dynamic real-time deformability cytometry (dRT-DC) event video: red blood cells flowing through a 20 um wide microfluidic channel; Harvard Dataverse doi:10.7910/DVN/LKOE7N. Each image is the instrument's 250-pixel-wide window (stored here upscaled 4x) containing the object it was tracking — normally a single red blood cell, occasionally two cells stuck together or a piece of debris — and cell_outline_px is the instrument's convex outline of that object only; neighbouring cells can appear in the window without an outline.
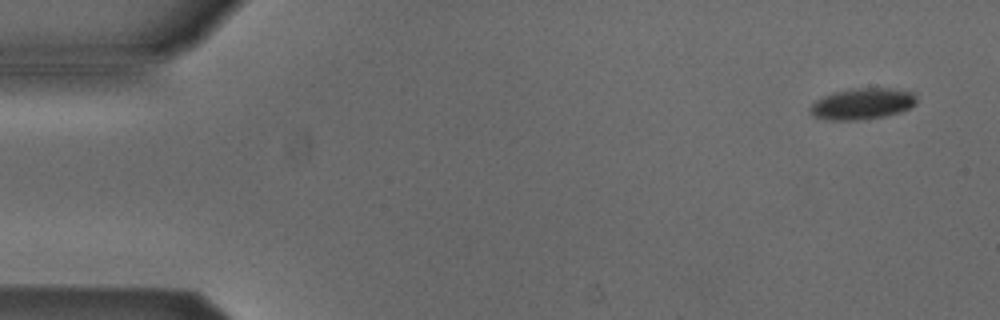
{"species": "Egyptian fruit bat (a non-hibernating species)", "species_latin": "Rousettus aegyptiacus", "temperature_condition": "cold", "stored_images_in_passage": 5, "camera_frame_rate_fps": 3000, "um_per_image_px": 0.085, "animal": {"sex": "male"}, "frame": {"image": 1, "passage_image": 1, "time_ms": 0.0, "image_size_px": [1000, 320], "cell_outline_px": [[916, 104], [900, 112], [884, 116], [856, 120], [824, 120], [812, 116], [808, 112], [808, 108], [816, 100], [832, 92], [852, 88], [888, 88], [912, 92], [916, 96]], "centroid_in_image_um": [73.23, 8.82], "position_along_channel_um": 11.8, "area_um2": 19.48}}